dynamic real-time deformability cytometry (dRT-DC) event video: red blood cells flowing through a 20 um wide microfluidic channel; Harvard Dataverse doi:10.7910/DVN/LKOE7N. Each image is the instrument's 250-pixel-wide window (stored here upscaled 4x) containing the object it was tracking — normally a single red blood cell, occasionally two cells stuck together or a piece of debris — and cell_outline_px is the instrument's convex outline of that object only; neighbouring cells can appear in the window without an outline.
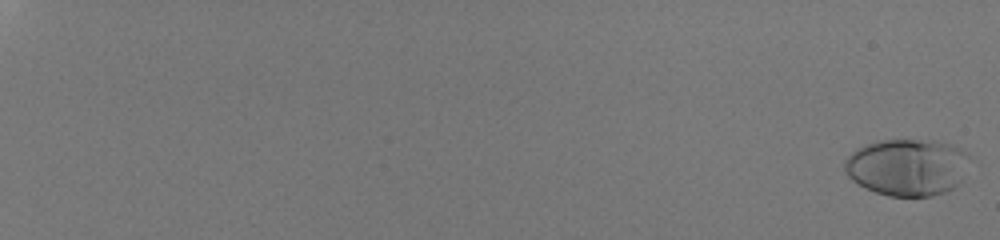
{"species": "human", "species_latin": "Homo sapiens", "temperature_condition": "room temperature", "stored_images_in_passage": 52, "camera_frame_rate_fps": 3000, "um_per_image_px": 0.085, "donor": {"sex": "male"}, "frame": {"image": 1, "passage_image": 1, "time_ms": 0.0, "image_size_px": [1000, 240], "cell_outline_px": [[968, 156], [960, 180], [952, 188], [944, 192], [932, 196], [888, 196], [876, 192], [852, 180], [848, 176], [844, 168], [844, 160], [856, 148], [868, 144], [884, 140], [936, 140], [956, 148], [964, 152]], "centroid_in_image_um": [77.05, 14.21], "position_along_channel_um": 7.9, "area_um2": 40.69}}
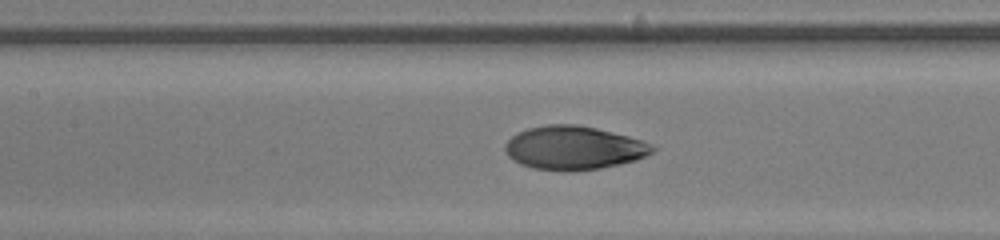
{"frame": {"image": 2, "passage_image": 32, "time_ms": 10.333, "image_size_px": [1000, 240], "cell_outline_px": [[656, 148], [652, 152], [636, 160], [620, 164], [600, 168], [572, 172], [560, 172], [532, 168], [520, 164], [512, 160], [508, 156], [504, 148], [504, 144], [516, 132], [528, 128], [544, 124], [576, 124], [596, 128], [644, 140], [652, 144]], "centroid_in_image_um": [48.74, 12.58], "position_along_channel_um": 158.7, "area_um2": 37.92}}
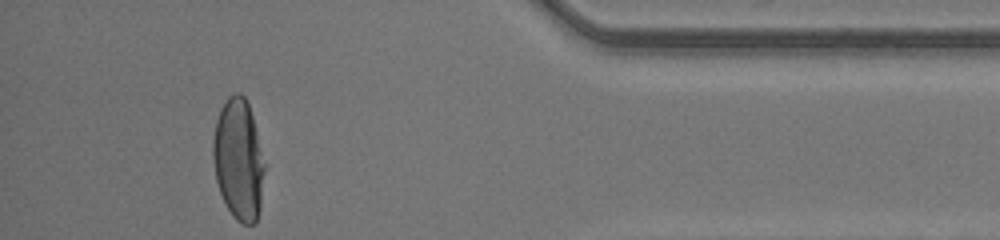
{"frame": {"image": 3, "passage_image": 52, "time_ms": 17.0, "image_size_px": [1000, 240], "cell_outline_px": [[264, 168], [260, 208], [256, 224], [244, 224], [236, 220], [232, 216], [220, 192], [216, 180], [212, 156], [212, 140], [216, 120], [220, 108], [228, 96], [236, 92], [240, 92], [244, 96], [248, 104], [252, 116], [264, 164]], "centroid_in_image_um": [20.25, 13.56], "position_along_channel_um": 415.0, "area_um2": 36.18}, "authors_computed_cell_mechanics": {"area_um2": 37.2521, "velocity_mm_per_s": 4.2599, "shape_relaxation_time_tau1_ms": 4.2476, "shape_relaxation_time_tau2_ms": null, "deformation_change_tau1": 0.2125, "deformation_change_tau2": null}}